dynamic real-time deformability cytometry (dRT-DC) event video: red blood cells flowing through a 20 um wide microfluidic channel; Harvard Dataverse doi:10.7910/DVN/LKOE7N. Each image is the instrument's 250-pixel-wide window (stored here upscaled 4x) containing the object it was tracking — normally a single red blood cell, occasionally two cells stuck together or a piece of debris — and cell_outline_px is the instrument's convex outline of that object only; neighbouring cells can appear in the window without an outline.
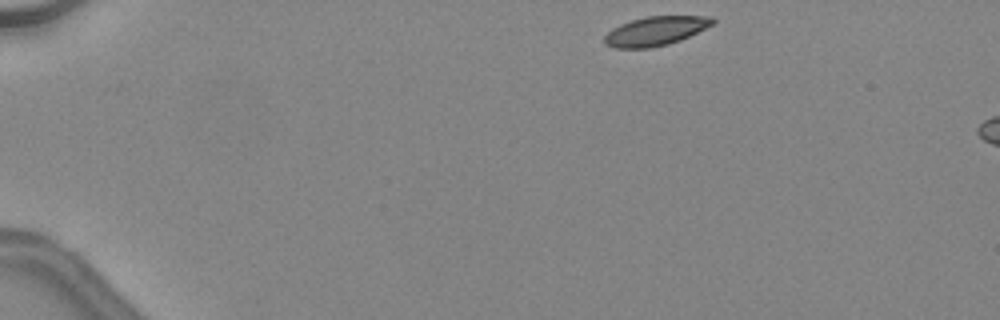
{"species": "common noctule bat (a hibernating species)", "species_latin": "Nyctalus noctula", "temperature_condition": "warm", "stored_images_in_passage": 39, "camera_frame_rate_fps": 3000, "um_per_image_px": 0.085, "animal": {"sex": "female", "body_mass_g": 24.6, "forearm_length_mm": 56.2}, "frame": {"image": 1, "passage_image": 1, "time_ms": 0.0, "image_size_px": [1000, 320], "cell_outline_px": [[716, 24], [680, 40], [668, 44], [648, 48], [616, 48], [604, 44], [604, 36], [612, 28], [620, 24], [632, 20], [648, 16], [712, 16], [716, 20]], "centroid_in_image_um": [55.75, 2.63], "position_along_channel_um": 29.2, "area_um2": 18.44}}
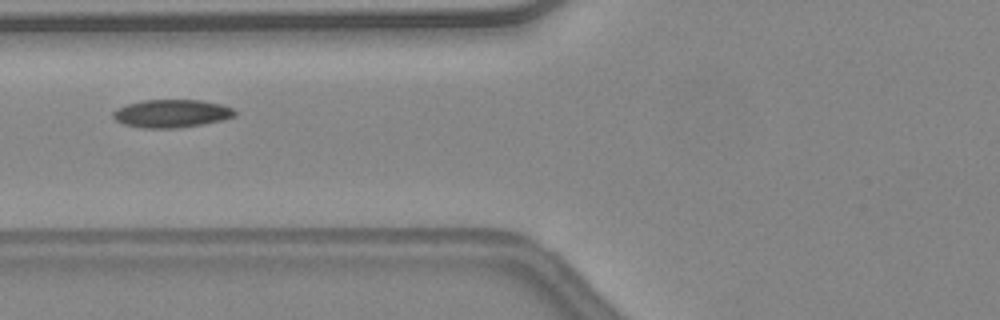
{"frame": {"image": 2, "passage_image": 13, "time_ms": 4.0, "image_size_px": [1000, 320], "cell_outline_px": [[236, 116], [224, 120], [204, 124], [176, 128], [144, 128], [124, 124], [116, 120], [112, 116], [112, 112], [116, 108], [128, 104], [144, 100], [200, 100], [220, 104], [232, 108], [236, 112]], "centroid_in_image_um": [14.59, 9.65], "position_along_channel_um": 111.2, "area_um2": 19.88}, "authors_computed_cell_mechanics": {"area_um2": 19.1318, "velocity_mm_per_s": 4.5023, "shape_relaxation_time_tau1_ms": 2.0792, "shape_relaxation_time_tau2_ms": 5.4605, "deformation_change_tau1": 0.0945, "deformation_change_tau2": 0.1187}}